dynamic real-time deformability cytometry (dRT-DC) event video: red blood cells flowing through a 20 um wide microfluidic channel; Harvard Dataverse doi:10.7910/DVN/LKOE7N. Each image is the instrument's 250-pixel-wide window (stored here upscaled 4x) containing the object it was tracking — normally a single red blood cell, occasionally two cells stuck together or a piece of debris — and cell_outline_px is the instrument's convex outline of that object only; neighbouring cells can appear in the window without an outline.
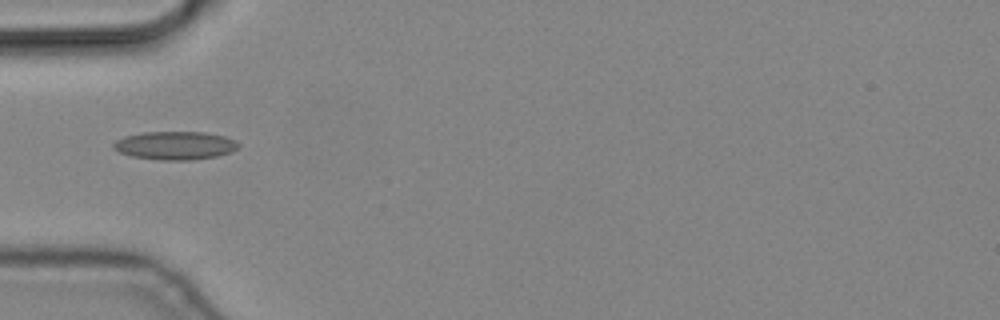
{"species": "common noctule bat (a hibernating species)", "species_latin": "Nyctalus noctula", "temperature_condition": "cold", "stored_images_in_passage": 7, "camera_frame_rate_fps": 3000, "um_per_image_px": 0.085, "animal": {"sex": "male", "body_mass_g": 19.2, "forearm_length_mm": 51.8}, "frame": {"image": 1, "passage_image": 5, "time_ms": 1.333, "image_size_px": [1000, 320], "cell_outline_px": [[240, 148], [232, 152], [216, 156], [192, 160], [160, 160], [132, 156], [120, 152], [112, 148], [112, 144], [116, 140], [124, 136], [144, 132], [204, 132], [224, 136], [236, 140], [240, 144]], "centroid_in_image_um": [14.91, 12.36], "position_along_channel_um": 70.1, "area_um2": 20.75}}
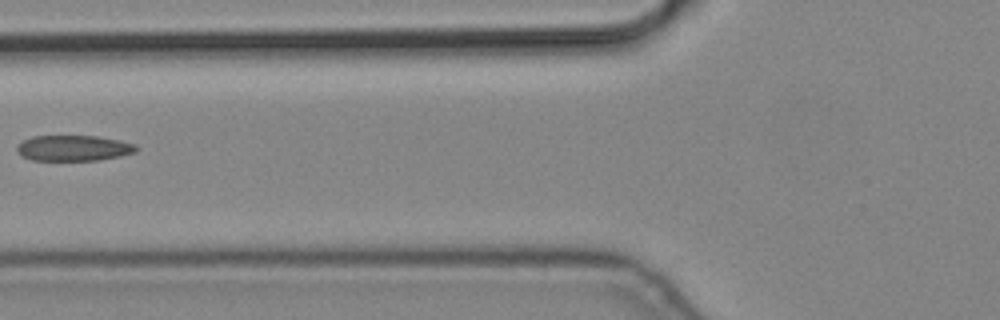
{"frame": {"image": 2, "passage_image": 6, "time_ms": 1.667, "image_size_px": [1000, 320], "cell_outline_px": [[140, 148], [136, 152], [120, 156], [100, 160], [32, 160], [20, 156], [16, 152], [16, 148], [24, 140], [32, 136], [100, 136], [120, 140], [136, 144]], "centroid_in_image_um": [6.29, 12.59], "position_along_channel_um": 119.5, "area_um2": 18.03}}
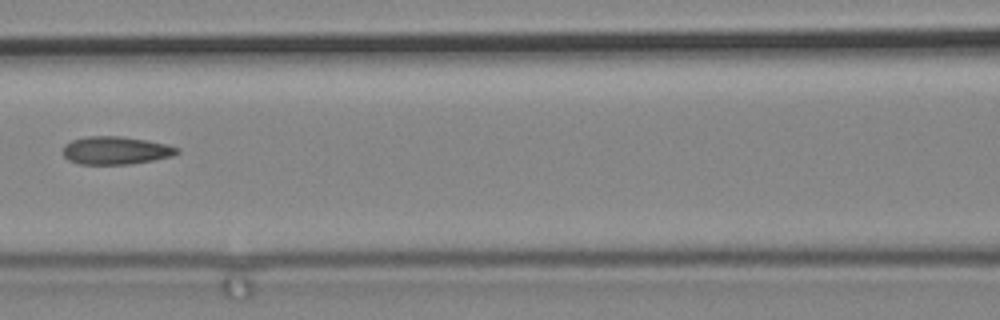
{"frame": {"image": 3, "passage_image": 7, "time_ms": 2.0, "image_size_px": [1000, 320], "cell_outline_px": [[180, 152], [172, 156], [132, 164], [80, 164], [68, 160], [64, 156], [64, 144], [72, 140], [88, 136], [120, 136], [148, 140], [168, 144], [180, 148]], "centroid_in_image_um": [9.87, 12.78], "position_along_channel_um": 156.7, "area_um2": 18.67}}